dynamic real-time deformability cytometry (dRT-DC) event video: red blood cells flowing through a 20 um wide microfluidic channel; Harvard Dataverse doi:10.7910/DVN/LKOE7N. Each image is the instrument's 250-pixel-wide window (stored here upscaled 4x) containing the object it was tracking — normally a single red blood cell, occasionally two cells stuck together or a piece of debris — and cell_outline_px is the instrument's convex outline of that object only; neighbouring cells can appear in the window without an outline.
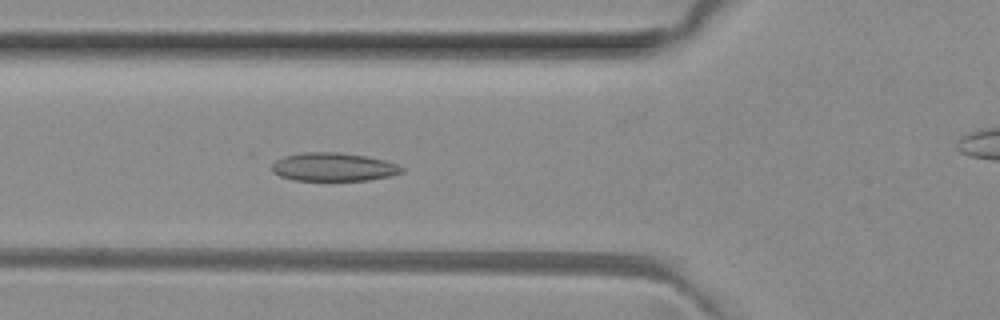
{"species": "common noctule bat (a hibernating species)", "species_latin": "Nyctalus noctula", "temperature_condition": "room temperature", "stored_images_in_passage": 40, "camera_frame_rate_fps": 3000, "um_per_image_px": 0.085, "animal": {"sex": "female", "body_mass_g": 29.2, "forearm_length_mm": 56.3}, "frame": {"image": 1, "passage_image": 9, "time_ms": 2.667, "image_size_px": [1000, 320], "cell_outline_px": [[404, 172], [392, 176], [368, 180], [292, 180], [280, 176], [272, 172], [272, 164], [276, 160], [284, 156], [304, 152], [336, 152], [364, 156], [384, 160], [396, 164], [404, 168]], "centroid_in_image_um": [28.34, 14.2], "position_along_channel_um": 97.5, "area_um2": 21.44}}
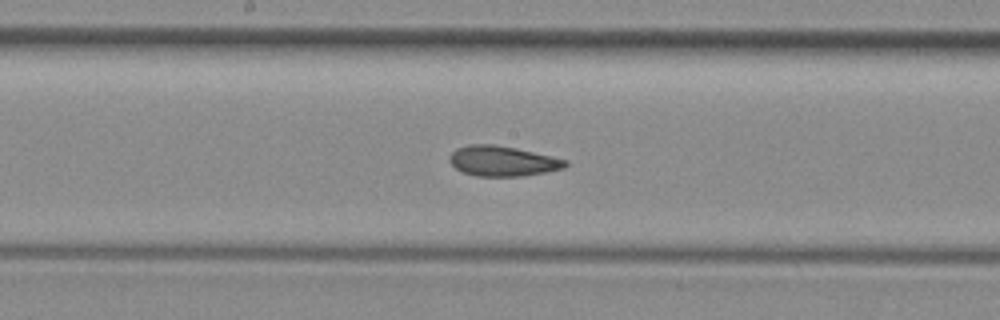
{"frame": {"image": 2, "passage_image": 17, "time_ms": 5.333, "image_size_px": [1000, 320], "cell_outline_px": [[568, 164], [564, 168], [524, 176], [476, 176], [464, 172], [456, 168], [448, 160], [448, 156], [456, 148], [468, 144], [492, 144], [516, 148], [552, 156], [568, 160]], "centroid_in_image_um": [42.71, 13.68], "position_along_channel_um": 205.5, "area_um2": 20.4}}
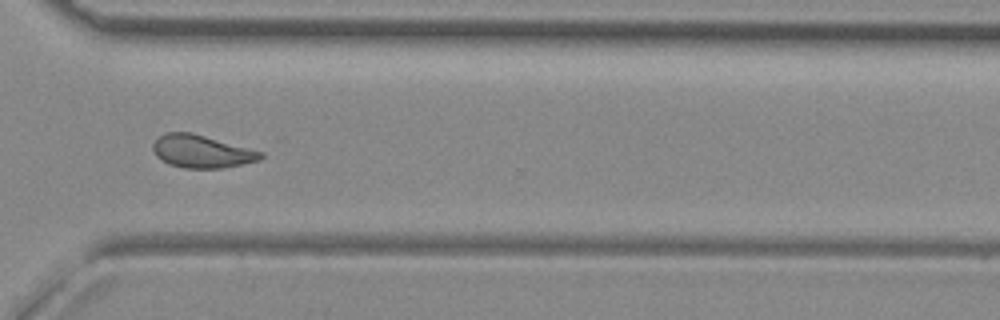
{"frame": {"image": 3, "passage_image": 28, "time_ms": 9.0, "image_size_px": [1000, 320], "cell_outline_px": [[264, 156], [260, 160], [224, 168], [184, 168], [168, 164], [156, 156], [152, 148], [152, 144], [164, 132], [192, 132], [264, 152]], "centroid_in_image_um": [17.14, 12.87], "position_along_channel_um": 353.5, "area_um2": 20.69}, "authors_computed_cell_mechanics": {"area_um2": 20.2011, "velocity_mm_per_s": 4.031, "shape_relaxation_time_tau1_ms": null, "shape_relaxation_time_tau2_ms": 2.7129, "deformation_change_tau1": null, "deformation_change_tau2": 0.0661}}